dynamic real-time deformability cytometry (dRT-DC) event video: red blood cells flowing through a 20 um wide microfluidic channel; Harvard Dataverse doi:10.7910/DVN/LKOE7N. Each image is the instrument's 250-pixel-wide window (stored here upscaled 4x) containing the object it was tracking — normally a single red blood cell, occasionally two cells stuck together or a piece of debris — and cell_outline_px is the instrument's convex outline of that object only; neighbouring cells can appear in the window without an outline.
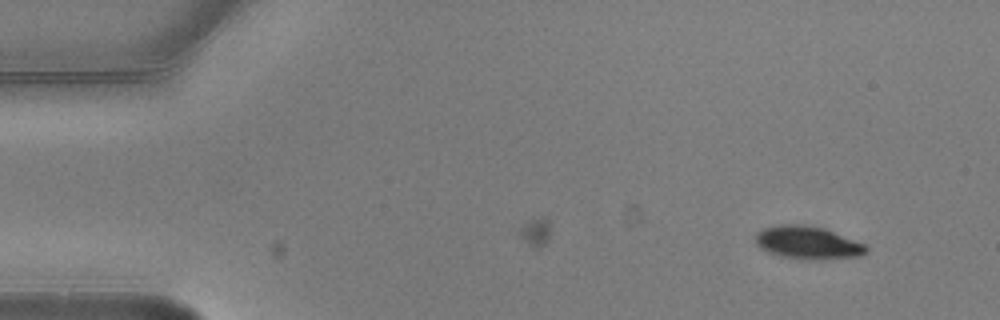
{"species": "common noctule bat (a hibernating species)", "species_latin": "Nyctalus noctula", "temperature_condition": "warm", "stored_images_in_passage": 3, "camera_frame_rate_fps": 3000, "um_per_image_px": 0.085, "animal": {"sex": "male", "body_mass_g": 20.5, "forearm_length_mm": 52.5}, "frame": {"image": 1, "passage_image": 3, "time_ms": 0.667, "image_size_px": [1000, 320], "cell_outline_px": [[868, 252], [860, 256], [820, 260], [800, 260], [780, 256], [768, 252], [760, 248], [756, 244], [756, 232], [764, 228], [780, 224], [804, 224], [824, 228], [864, 244], [868, 248]], "centroid_in_image_um": [68.64, 20.64], "position_along_channel_um": 16.4, "area_um2": 21.44}}